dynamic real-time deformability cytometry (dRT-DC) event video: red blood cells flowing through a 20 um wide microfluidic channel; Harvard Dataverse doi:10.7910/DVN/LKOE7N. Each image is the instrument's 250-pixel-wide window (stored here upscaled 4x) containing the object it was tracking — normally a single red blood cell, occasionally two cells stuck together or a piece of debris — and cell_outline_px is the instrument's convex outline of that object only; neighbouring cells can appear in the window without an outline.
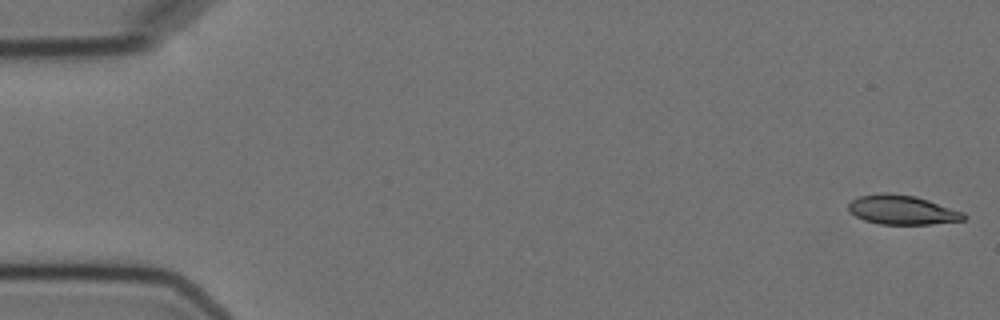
{"species": "Egyptian fruit bat (a non-hibernating species)", "species_latin": "Rousettus aegyptiacus", "temperature_condition": "cold", "stored_images_in_passage": 5, "camera_frame_rate_fps": 3000, "um_per_image_px": 0.085, "animal": {"sex": "female"}, "frame": {"image": 1, "passage_image": 1, "time_ms": 0.0, "image_size_px": [1000, 320], "cell_outline_px": [[968, 216], [964, 220], [928, 224], [880, 224], [864, 220], [848, 212], [848, 204], [856, 196], [880, 192], [888, 192], [916, 196], [964, 212]], "centroid_in_image_um": [76.65, 17.82], "position_along_channel_um": 8.4, "area_um2": 19.88}}
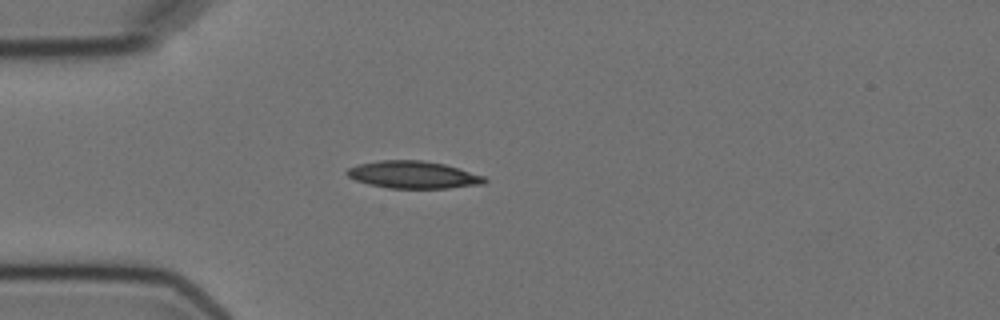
{"frame": {"image": 2, "passage_image": 5, "time_ms": 4.667, "image_size_px": [1000, 320], "cell_outline_px": [[488, 180], [484, 184], [448, 188], [388, 188], [368, 184], [356, 180], [348, 176], [344, 172], [348, 168], [356, 164], [380, 160], [420, 160], [444, 164], [484, 176]], "centroid_in_image_um": [35.09, 14.85], "position_along_channel_um": 49.9, "area_um2": 21.91}}